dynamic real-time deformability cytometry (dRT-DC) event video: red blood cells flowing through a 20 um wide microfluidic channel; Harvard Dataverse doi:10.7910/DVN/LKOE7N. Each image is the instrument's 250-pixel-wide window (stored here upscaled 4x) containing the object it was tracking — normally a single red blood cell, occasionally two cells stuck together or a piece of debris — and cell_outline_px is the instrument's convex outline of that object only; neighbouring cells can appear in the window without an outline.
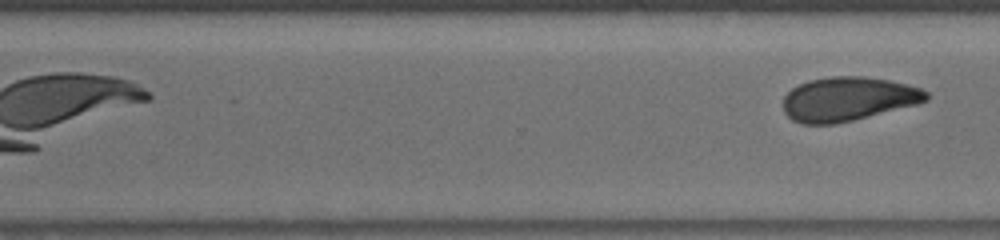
{"species": "human", "species_latin": "Homo sapiens", "temperature_condition": "room temperature", "stored_images_in_passage": 35, "camera_frame_rate_fps": 3000, "um_per_image_px": 0.085, "donor": {"sex": "male"}, "frame": {"image": 1, "passage_image": 35, "time_ms": 11.667, "image_size_px": [1000, 240], "cell_outline_px": [[928, 100], [916, 104], [836, 124], [804, 124], [792, 120], [784, 112], [784, 96], [792, 88], [808, 80], [832, 76], [864, 76], [888, 80], [920, 88], [928, 92]], "centroid_in_image_um": [72.05, 8.41], "position_along_channel_um": 298.5, "area_um2": 36.41}}